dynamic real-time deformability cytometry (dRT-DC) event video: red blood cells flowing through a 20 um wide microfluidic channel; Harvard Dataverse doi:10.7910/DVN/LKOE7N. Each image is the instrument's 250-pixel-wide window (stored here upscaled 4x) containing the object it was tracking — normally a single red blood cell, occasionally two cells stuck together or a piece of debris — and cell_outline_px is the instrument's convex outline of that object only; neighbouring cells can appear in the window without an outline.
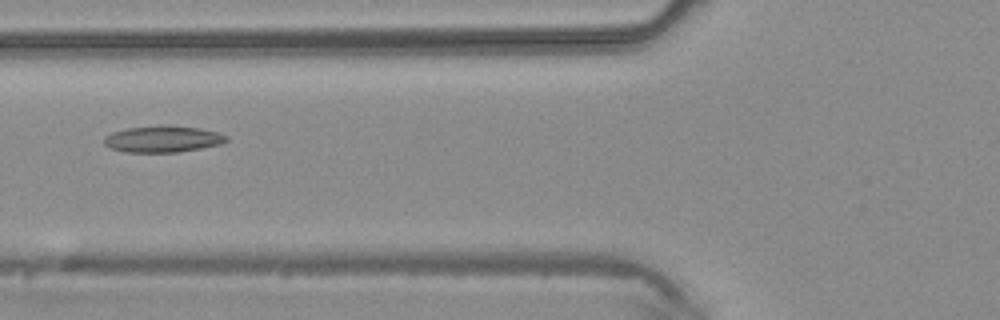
{"species": "common noctule bat (a hibernating species)", "species_latin": "Nyctalus noctula", "temperature_condition": "warm", "stored_images_in_passage": 43, "camera_frame_rate_fps": 3000, "um_per_image_px": 0.085, "animal": {"sex": "male", "body_mass_g": 20.4}, "frame": {"image": 1, "passage_image": 17, "time_ms": 5.333, "image_size_px": [1000, 320], "cell_outline_px": [[228, 140], [224, 144], [176, 152], [124, 152], [108, 148], [104, 144], [104, 136], [112, 132], [128, 128], [164, 124], [200, 128], [216, 132], [228, 136]], "centroid_in_image_um": [13.83, 11.81], "position_along_channel_um": 112.0, "area_um2": 19.13}}
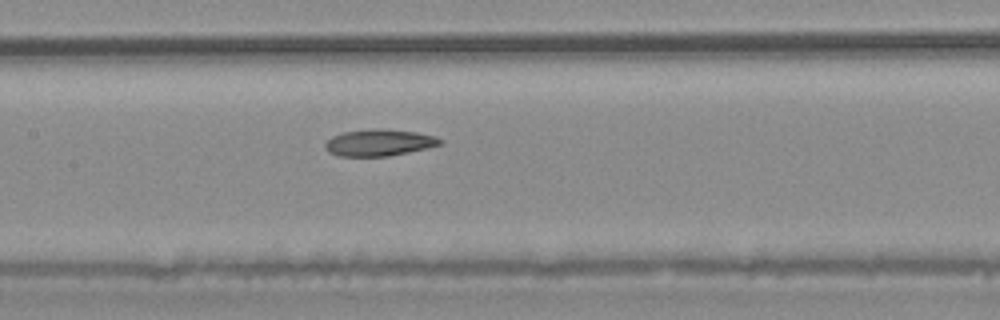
{"frame": {"image": 2, "passage_image": 21, "time_ms": 6.667, "image_size_px": [1000, 320], "cell_outline_px": [[444, 144], [408, 152], [388, 156], [340, 156], [328, 152], [324, 148], [324, 144], [332, 136], [344, 132], [380, 128], [416, 132], [436, 136], [444, 140]], "centroid_in_image_um": [32.25, 12.12], "position_along_channel_um": 175.1, "area_um2": 17.86}}
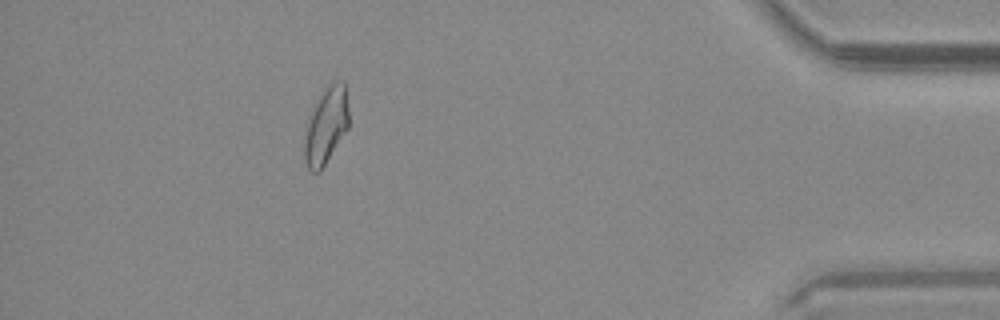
{"frame": {"image": 3, "passage_image": 39, "time_ms": 12.667, "image_size_px": [1000, 320], "cell_outline_px": [[348, 128], [320, 172], [312, 172], [308, 168], [304, 160], [304, 140], [308, 116], [324, 88], [332, 80], [344, 80], [348, 108]], "centroid_in_image_um": [27.7, 10.66], "position_along_channel_um": 407.5, "area_um2": 19.94}}